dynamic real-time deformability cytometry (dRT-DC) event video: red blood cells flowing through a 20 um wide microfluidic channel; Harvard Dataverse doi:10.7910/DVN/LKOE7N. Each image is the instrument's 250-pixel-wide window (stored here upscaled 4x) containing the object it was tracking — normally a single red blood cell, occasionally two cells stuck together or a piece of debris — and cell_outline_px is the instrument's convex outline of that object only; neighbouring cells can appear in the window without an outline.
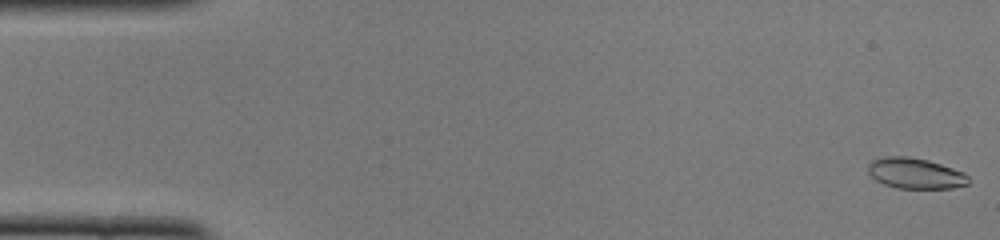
{"species": "common noctule bat (a hibernating species)", "species_latin": "Nyctalus noctula", "temperature_condition": "cold", "stored_images_in_passage": 50, "camera_frame_rate_fps": 3000, "um_per_image_px": 0.085, "animal": {"sex": "female", "body_mass_g": 22.0, "forearm_length_mm": 56.7}, "frame": {"image": 1, "passage_image": 1, "time_ms": 0.0, "image_size_px": [1000, 240], "cell_outline_px": [[968, 184], [952, 188], [896, 188], [884, 184], [876, 180], [868, 172], [868, 164], [872, 160], [884, 156], [908, 156], [928, 160], [964, 172], [968, 176]], "centroid_in_image_um": [77.78, 14.73], "position_along_channel_um": 7.2, "area_um2": 17.92}}
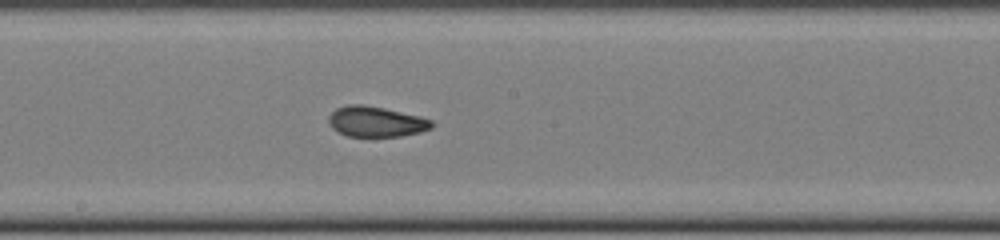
{"frame": {"image": 2, "passage_image": 27, "time_ms": 8.667, "image_size_px": [1000, 240], "cell_outline_px": [[436, 124], [432, 128], [420, 132], [400, 136], [348, 136], [332, 128], [328, 124], [328, 116], [336, 108], [348, 104], [364, 104], [384, 108], [420, 116], [432, 120]], "centroid_in_image_um": [31.97, 10.33], "position_along_channel_um": 216.2, "area_um2": 18.38}}
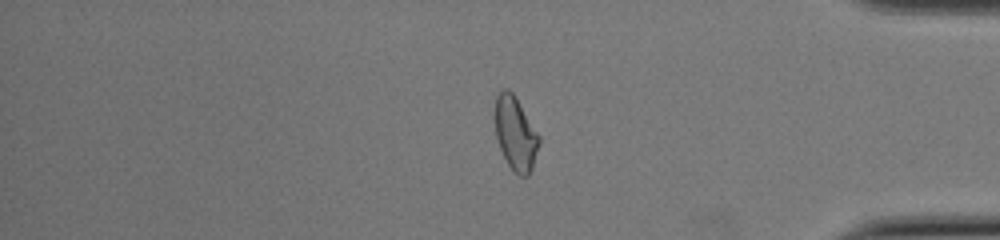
{"frame": {"image": 3, "passage_image": 42, "time_ms": 13.667, "image_size_px": [1000, 240], "cell_outline_px": [[540, 144], [532, 168], [528, 176], [520, 176], [512, 172], [500, 148], [496, 136], [492, 116], [496, 96], [504, 88], [508, 88], [512, 92], [540, 136]], "centroid_in_image_um": [43.78, 11.34], "position_along_channel_um": 391.4, "area_um2": 19.25}, "authors_computed_cell_mechanics": {"area_um2": 18.4382, "velocity_mm_per_s": 3.9909, "shape_relaxation_time_tau1_ms": null, "shape_relaxation_time_tau2_ms": 2.4942, "deformation_change_tau1": null, "deformation_change_tau2": 0.0693}}